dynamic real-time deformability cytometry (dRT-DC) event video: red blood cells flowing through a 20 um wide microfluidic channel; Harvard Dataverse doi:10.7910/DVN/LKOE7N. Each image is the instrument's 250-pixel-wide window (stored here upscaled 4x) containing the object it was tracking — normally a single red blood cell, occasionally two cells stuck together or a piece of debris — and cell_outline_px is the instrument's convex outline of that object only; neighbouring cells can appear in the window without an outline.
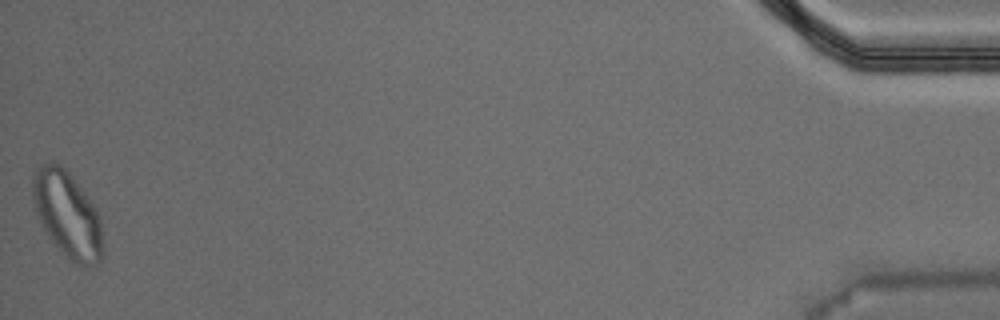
{"species": "Egyptian fruit bat (a non-hibernating species)", "species_latin": "Rousettus aegyptiacus", "temperature_condition": "warm", "stored_images_in_passage": 49, "camera_frame_rate_fps": 3000, "um_per_image_px": 0.085, "animal": {"sex": "male"}, "frame": {"image": 1, "passage_image": 49, "time_ms": 16.0, "image_size_px": [1000, 320], "cell_outline_px": [[104, 256], [96, 264], [84, 268], [72, 264], [68, 260], [48, 236], [40, 224], [32, 200], [32, 176], [44, 164], [60, 164], [72, 176], [84, 192], [100, 216], [104, 248]], "centroid_in_image_um": [5.75, 18.33], "position_along_channel_um": 429.4, "area_um2": 35.43}, "authors_computed_cell_mechanics": {"area_um2": 20.8658, "velocity_mm_per_s": 3.7174, "shape_relaxation_time_tau1_ms": null, "shape_relaxation_time_tau2_ms": 1.9085, "deformation_change_tau1": null, "deformation_change_tau2": 0.0864}}